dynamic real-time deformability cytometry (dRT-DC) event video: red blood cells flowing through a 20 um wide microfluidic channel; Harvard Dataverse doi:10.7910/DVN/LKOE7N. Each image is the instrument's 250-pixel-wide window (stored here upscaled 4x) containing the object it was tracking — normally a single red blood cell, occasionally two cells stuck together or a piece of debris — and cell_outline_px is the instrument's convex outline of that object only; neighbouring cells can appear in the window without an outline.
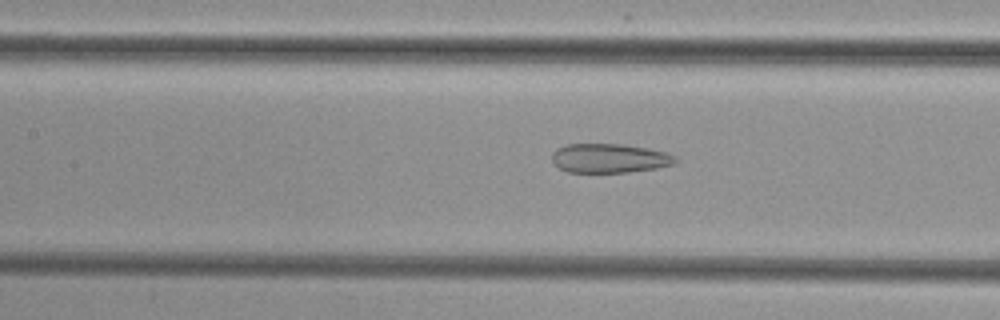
{"species": "common noctule bat (a hibernating species)", "species_latin": "Nyctalus noctula", "temperature_condition": "cold", "stored_images_in_passage": 47, "camera_frame_rate_fps": 3000, "um_per_image_px": 0.085, "animal": {"sex": "female", "body_mass_g": 29.2, "forearm_length_mm": 56.3}, "frame": {"image": 1, "passage_image": 24, "time_ms": 7.667, "image_size_px": [1000, 320], "cell_outline_px": [[676, 160], [672, 164], [656, 168], [628, 172], [568, 172], [560, 168], [552, 160], [552, 152], [556, 148], [568, 144], [624, 144], [648, 148], [668, 152], [676, 156]], "centroid_in_image_um": [51.81, 13.44], "position_along_channel_um": 155.6, "area_um2": 20.98}}
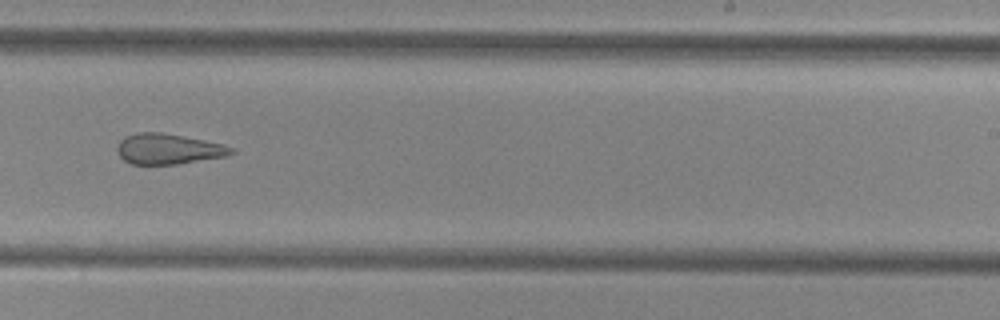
{"frame": {"image": 2, "passage_image": 33, "time_ms": 10.667, "image_size_px": [1000, 320], "cell_outline_px": [[236, 152], [224, 156], [176, 164], [132, 164], [124, 160], [120, 156], [116, 148], [120, 140], [124, 136], [136, 132], [160, 132], [224, 144], [236, 148]], "centroid_in_image_um": [14.29, 12.65], "position_along_channel_um": 274.7, "area_um2": 20.17}}
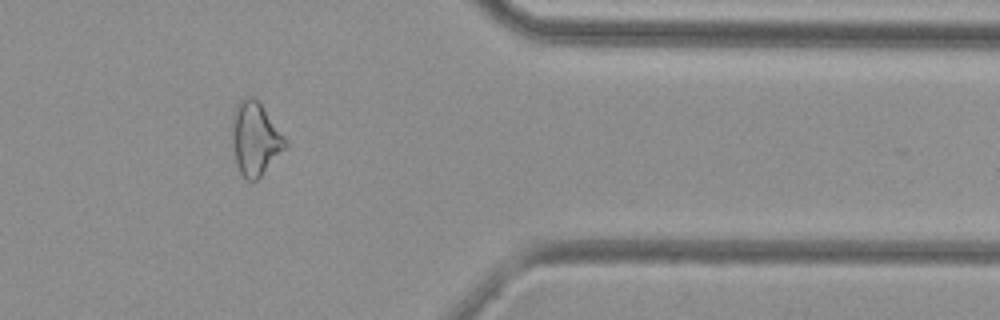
{"frame": {"image": 3, "passage_image": 43, "time_ms": 14.0, "image_size_px": [1000, 320], "cell_outline_px": [[288, 144], [260, 176], [256, 180], [248, 180], [240, 172], [236, 164], [232, 140], [232, 120], [236, 104], [244, 96], [252, 96], [260, 104]], "centroid_in_image_um": [21.64, 11.78], "position_along_channel_um": 389.8, "area_um2": 21.91}}